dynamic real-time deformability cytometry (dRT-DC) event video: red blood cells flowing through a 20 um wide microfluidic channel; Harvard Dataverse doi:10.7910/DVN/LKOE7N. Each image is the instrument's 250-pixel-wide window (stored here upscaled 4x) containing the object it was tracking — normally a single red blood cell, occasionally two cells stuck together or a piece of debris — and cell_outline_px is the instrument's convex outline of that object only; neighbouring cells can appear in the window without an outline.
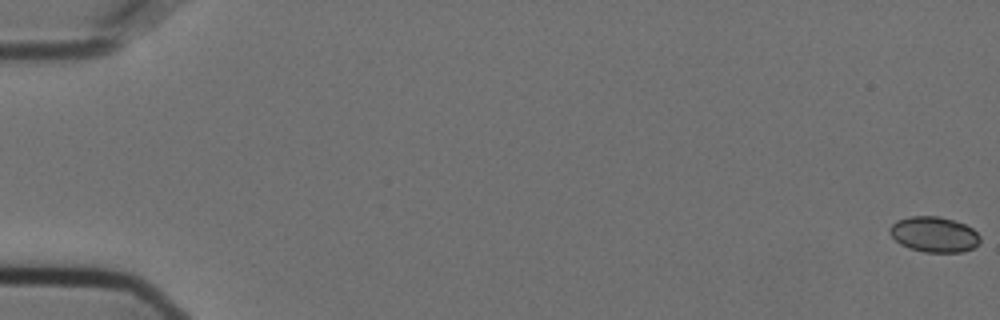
{"species": "Egyptian fruit bat (a non-hibernating species)", "species_latin": "Rousettus aegyptiacus", "temperature_condition": "cold", "stored_images_in_passage": 58, "camera_frame_rate_fps": 3000, "um_per_image_px": 0.085, "animal": {"sex": "female"}, "frame": {"image": 1, "passage_image": 1, "time_ms": 0.0, "image_size_px": [1000, 320], "cell_outline_px": [[980, 240], [972, 248], [964, 252], [924, 252], [908, 248], [900, 244], [892, 236], [888, 228], [896, 220], [908, 216], [940, 216], [956, 220], [972, 228], [980, 236]], "centroid_in_image_um": [79.38, 19.91], "position_along_channel_um": 5.6, "area_um2": 18.79}}
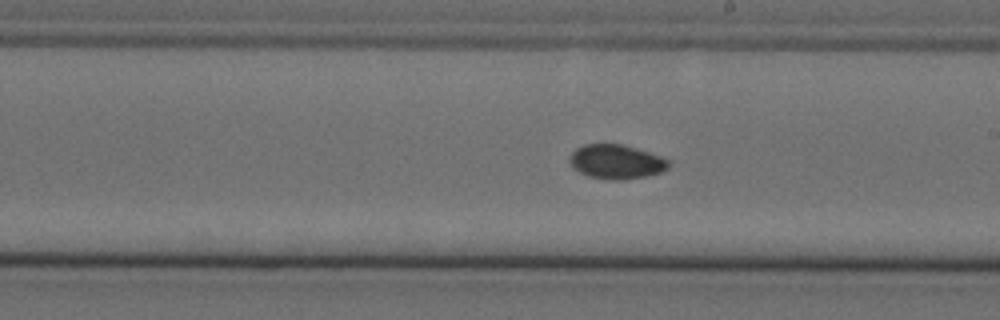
{"frame": {"image": 2, "passage_image": 34, "time_ms": 11.0, "image_size_px": [1000, 320], "cell_outline_px": [[672, 164], [668, 168], [660, 172], [644, 176], [624, 180], [608, 180], [588, 176], [572, 168], [568, 160], [572, 152], [576, 148], [584, 144], [620, 144], [636, 148], [672, 160]], "centroid_in_image_um": [52.38, 13.75], "position_along_channel_um": 236.6, "area_um2": 19.94}}
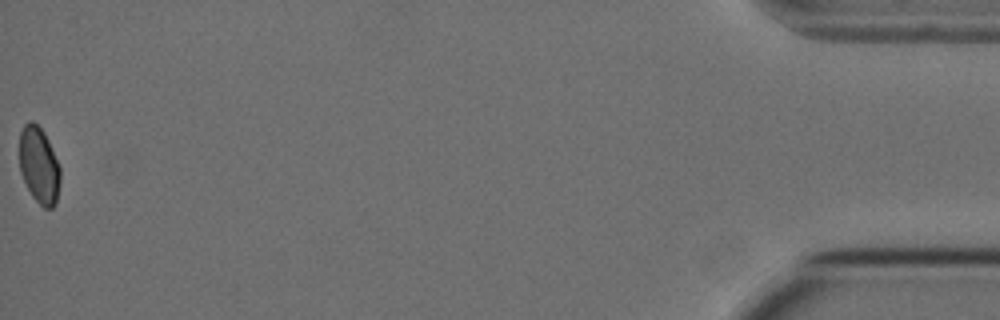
{"frame": {"image": 3, "passage_image": 58, "time_ms": 19.0, "image_size_px": [1000, 320], "cell_outline_px": [[60, 184], [56, 204], [52, 208], [44, 208], [32, 196], [20, 172], [20, 132], [24, 124], [28, 120], [32, 120], [44, 132], [48, 140], [60, 168]], "centroid_in_image_um": [3.32, 14.05], "position_along_channel_um": 431.9, "area_um2": 18.15}, "authors_computed_cell_mechanics": {"area_um2": 19.0162, "velocity_mm_per_s": 3.6089, "shape_relaxation_time_tau1_ms": null, "shape_relaxation_time_tau2_ms": 5.0489, "deformation_change_tau1": null, "deformation_change_tau2": 0.0607}}